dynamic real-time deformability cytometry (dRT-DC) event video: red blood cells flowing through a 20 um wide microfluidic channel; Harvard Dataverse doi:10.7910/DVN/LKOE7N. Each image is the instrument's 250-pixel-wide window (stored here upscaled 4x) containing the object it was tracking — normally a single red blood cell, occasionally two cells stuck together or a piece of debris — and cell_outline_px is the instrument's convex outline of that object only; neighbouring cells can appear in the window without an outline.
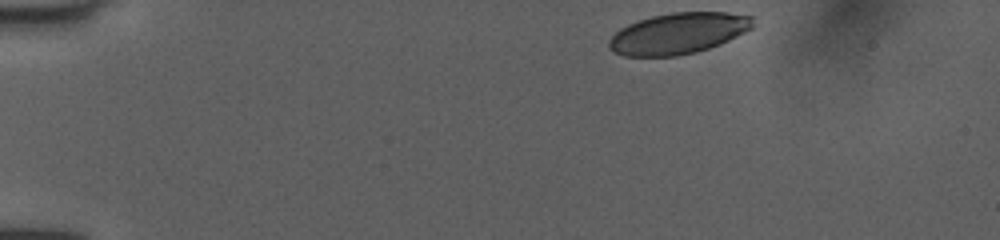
{"species": "human", "species_latin": "Homo sapiens", "temperature_condition": "room temperature", "stored_images_in_passage": 39, "camera_frame_rate_fps": 3000, "um_per_image_px": 0.085, "donor": {"sex": "female"}, "frame": {"image": 1, "passage_image": 1, "time_ms": 0.0, "image_size_px": [1000, 240], "cell_outline_px": [[752, 28], [720, 44], [696, 52], [676, 56], [624, 56], [612, 52], [608, 44], [608, 40], [620, 28], [628, 24], [652, 16], [672, 12], [728, 12], [752, 16]], "centroid_in_image_um": [57.62, 2.84], "position_along_channel_um": 27.4, "area_um2": 34.33}}
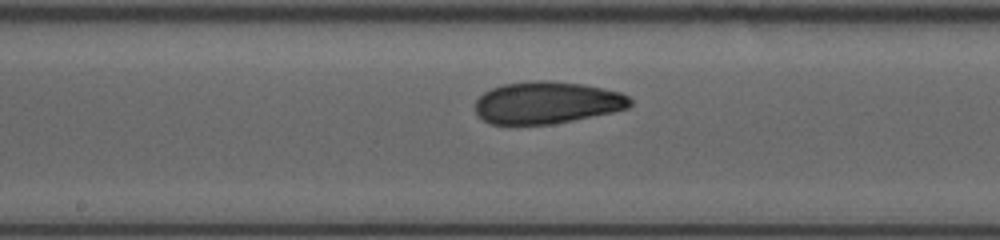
{"frame": {"image": 2, "passage_image": 21, "time_ms": 6.667, "image_size_px": [1000, 240], "cell_outline_px": [[632, 104], [628, 108], [612, 112], [552, 124], [488, 124], [476, 116], [476, 100], [484, 92], [492, 88], [504, 84], [536, 80], [548, 80], [584, 84], [620, 92], [628, 96], [632, 100]], "centroid_in_image_um": [46.47, 8.72], "position_along_channel_um": 201.7, "area_um2": 38.09}}
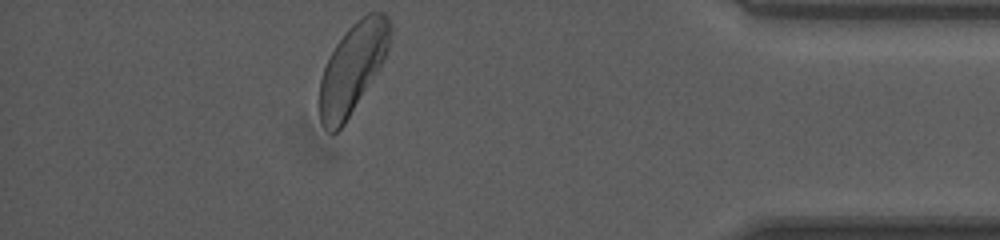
{"frame": {"image": 3, "passage_image": 39, "time_ms": 12.667, "image_size_px": [1000, 240], "cell_outline_px": [[392, 32], [388, 48], [380, 68], [344, 124], [336, 132], [328, 132], [324, 128], [320, 120], [320, 80], [324, 68], [336, 44], [348, 28], [352, 24], [368, 12], [384, 12], [388, 16], [392, 24]], "centroid_in_image_um": [30.0, 5.76], "position_along_channel_um": 405.2, "area_um2": 36.53}, "authors_computed_cell_mechanics": {"area_um2": 37.281, "velocity_mm_per_s": 3.9939, "shape_relaxation_time_tau1_ms": 3.8762, "shape_relaxation_time_tau2_ms": 1.6916, "deformation_change_tau1": 0.1309, "deformation_change_tau2": 0.0725}}